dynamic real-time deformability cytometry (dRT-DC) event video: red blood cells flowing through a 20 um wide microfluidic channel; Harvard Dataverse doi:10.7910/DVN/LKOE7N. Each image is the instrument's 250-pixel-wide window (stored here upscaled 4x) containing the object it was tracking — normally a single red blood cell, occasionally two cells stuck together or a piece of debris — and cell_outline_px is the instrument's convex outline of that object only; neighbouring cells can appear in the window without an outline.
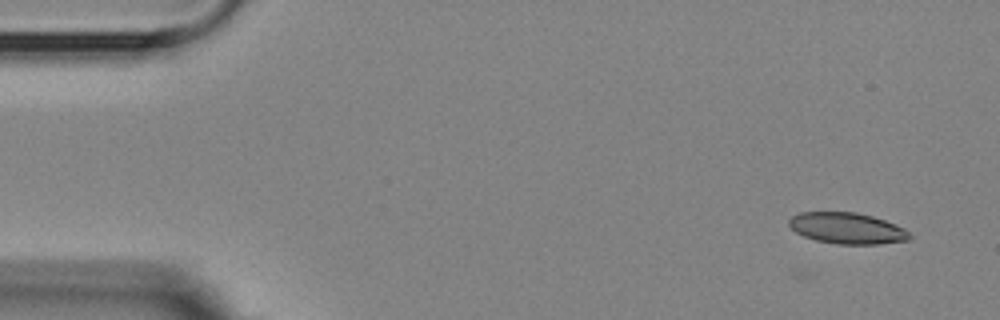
{"species": "Egyptian fruit bat (a non-hibernating species)", "species_latin": "Rousettus aegyptiacus", "temperature_condition": "room temperature", "stored_images_in_passage": 5, "camera_frame_rate_fps": 3000, "um_per_image_px": 0.085, "animal": {"sex": "female"}, "frame": {"image": 1, "passage_image": 1, "time_ms": 0.0, "image_size_px": [1000, 320], "cell_outline_px": [[912, 236], [908, 240], [880, 244], [836, 244], [816, 240], [804, 236], [796, 232], [788, 224], [788, 220], [792, 216], [800, 212], [856, 212], [872, 216], [884, 220], [904, 228]], "centroid_in_image_um": [71.99, 19.4], "position_along_channel_um": 13.0, "area_um2": 21.85}}
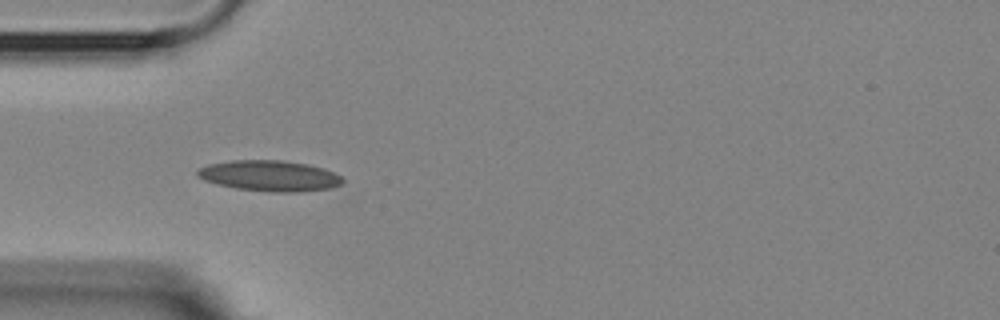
{"frame": {"image": 2, "passage_image": 4, "time_ms": 4.333, "image_size_px": [1000, 320], "cell_outline_px": [[344, 180], [340, 184], [332, 188], [300, 192], [272, 192], [236, 188], [204, 180], [196, 176], [196, 172], [200, 168], [208, 164], [232, 160], [284, 160], [308, 164], [324, 168], [340, 176]], "centroid_in_image_um": [22.93, 14.94], "position_along_channel_um": 62.1, "area_um2": 26.01}}
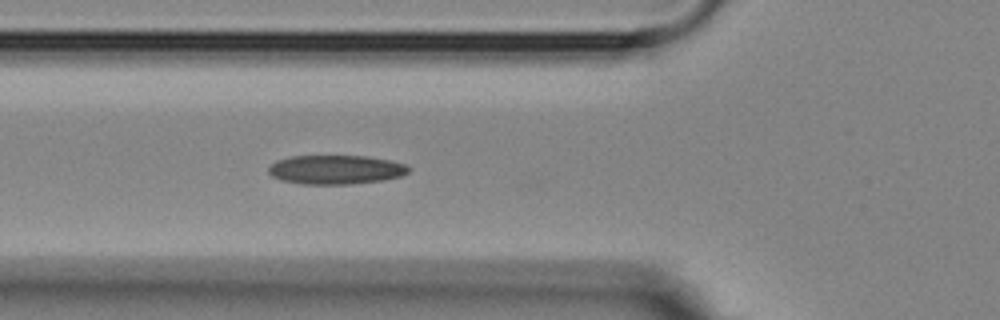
{"frame": {"image": 3, "passage_image": 5, "time_ms": 5.333, "image_size_px": [1000, 320], "cell_outline_px": [[412, 168], [408, 172], [400, 176], [384, 180], [352, 184], [304, 184], [280, 180], [272, 176], [268, 172], [268, 168], [276, 160], [292, 156], [368, 156], [388, 160], [404, 164]], "centroid_in_image_um": [28.53, 14.42], "position_along_channel_um": 97.3, "area_um2": 23.76}}